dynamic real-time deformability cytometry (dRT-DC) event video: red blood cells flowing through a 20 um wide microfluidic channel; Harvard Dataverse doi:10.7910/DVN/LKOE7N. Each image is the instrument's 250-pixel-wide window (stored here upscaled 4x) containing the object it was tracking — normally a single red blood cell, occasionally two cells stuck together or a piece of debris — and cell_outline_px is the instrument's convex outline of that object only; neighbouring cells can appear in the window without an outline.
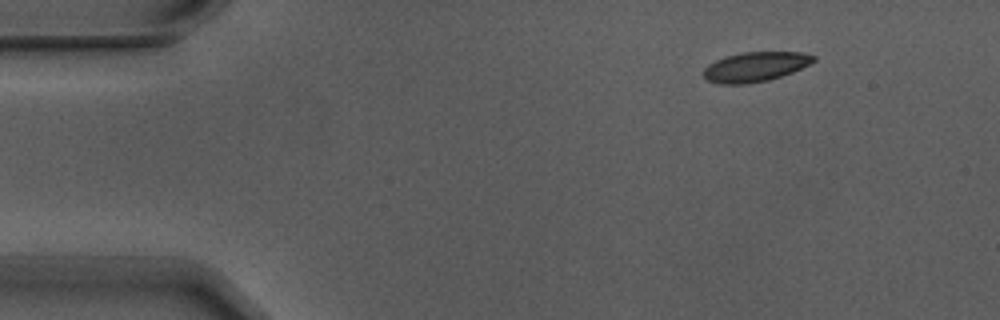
{"species": "Egyptian fruit bat (a non-hibernating species)", "species_latin": "Rousettus aegyptiacus", "temperature_condition": "warm", "stored_images_in_passage": 8, "camera_frame_rate_fps": 3000, "um_per_image_px": 0.085, "animal": {"sex": "male"}, "frame": {"image": 1, "passage_image": 1, "time_ms": 0.0, "image_size_px": [1000, 320], "cell_outline_px": [[816, 60], [812, 64], [792, 72], [768, 80], [744, 84], [720, 84], [708, 80], [700, 72], [708, 64], [724, 56], [740, 52], [800, 52], [816, 56]], "centroid_in_image_um": [64.19, 5.67], "position_along_channel_um": 20.8, "area_um2": 19.19}}
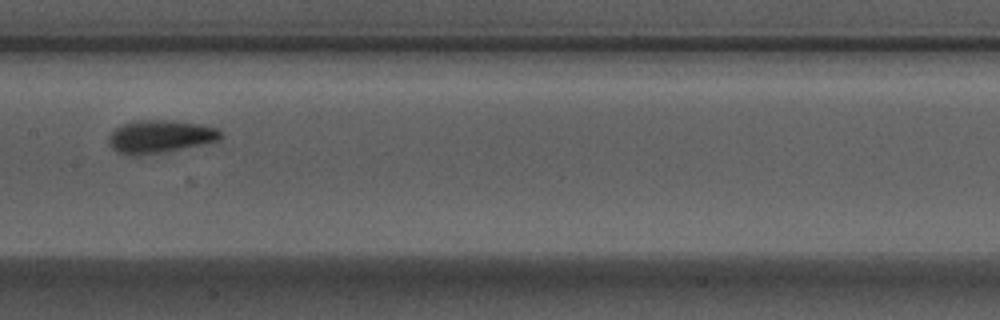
{"frame": {"image": 2, "passage_image": 7, "time_ms": 2.0, "image_size_px": [1000, 320], "cell_outline_px": [[224, 136], [220, 140], [164, 152], [116, 152], [108, 144], [108, 136], [120, 124], [132, 120], [168, 120], [200, 124], [216, 128]], "centroid_in_image_um": [13.62, 11.55], "position_along_channel_um": 193.8, "area_um2": 20.87}}
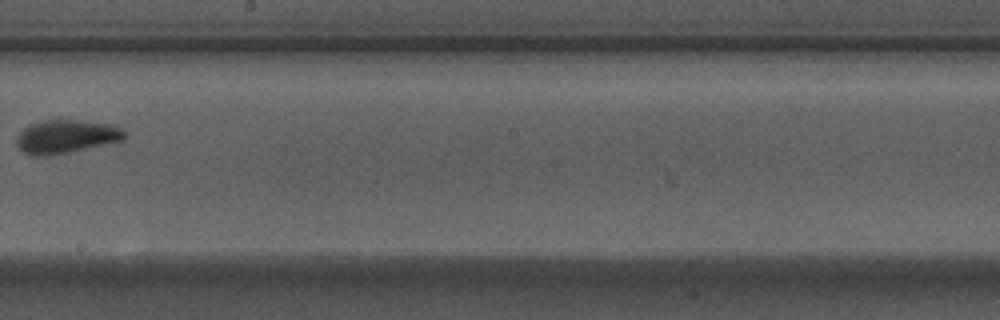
{"frame": {"image": 3, "passage_image": 8, "time_ms": 2.333, "image_size_px": [1000, 320], "cell_outline_px": [[124, 140], [68, 152], [48, 156], [32, 156], [24, 152], [16, 144], [16, 136], [28, 124], [60, 116], [116, 124], [124, 132]], "centroid_in_image_um": [5.61, 11.54], "position_along_channel_um": 242.6, "area_um2": 21.85}}